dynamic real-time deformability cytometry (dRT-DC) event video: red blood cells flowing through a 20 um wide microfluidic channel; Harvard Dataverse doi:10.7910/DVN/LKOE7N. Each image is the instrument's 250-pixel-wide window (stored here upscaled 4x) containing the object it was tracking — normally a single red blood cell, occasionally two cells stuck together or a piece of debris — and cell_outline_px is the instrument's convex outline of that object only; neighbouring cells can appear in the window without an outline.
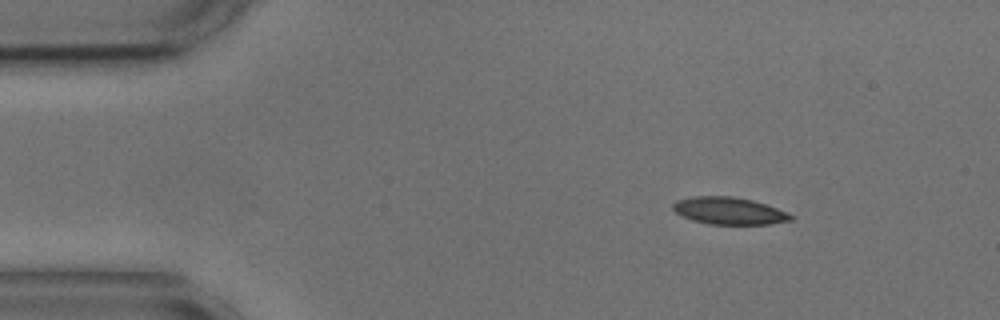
{"species": "common noctule bat (a hibernating species)", "species_latin": "Nyctalus noctula", "temperature_condition": "cold", "stored_images_in_passage": 48, "camera_frame_rate_fps": 3000, "um_per_image_px": 0.085, "animal": {"sex": "male", "body_mass_g": 17.9, "forearm_length_mm": 54.2}, "frame": {"image": 1, "passage_image": 1, "time_ms": 0.0, "image_size_px": [1000, 320], "cell_outline_px": [[792, 220], [768, 224], [708, 224], [692, 220], [676, 212], [672, 208], [672, 204], [676, 200], [692, 196], [732, 196], [752, 200], [776, 208], [792, 216]], "centroid_in_image_um": [61.91, 17.91], "position_along_channel_um": 23.1, "area_um2": 18.44}}
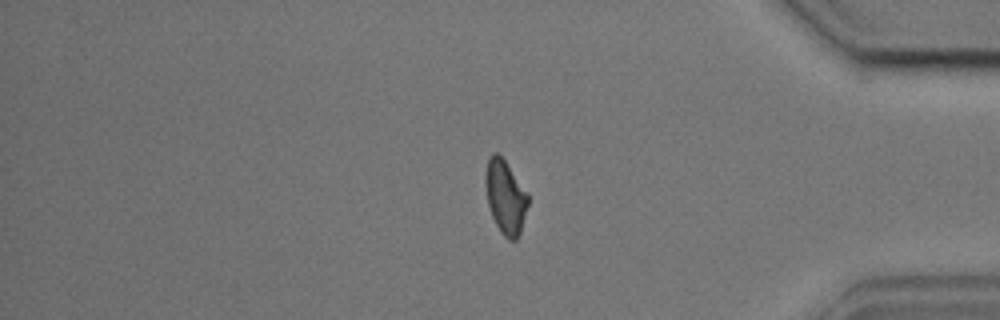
{"frame": {"image": 2, "passage_image": 39, "time_ms": 12.667, "image_size_px": [1000, 320], "cell_outline_px": [[528, 204], [520, 232], [516, 240], [508, 240], [500, 232], [492, 216], [488, 204], [484, 180], [484, 172], [488, 156], [492, 152], [496, 152], [504, 160], [528, 192]], "centroid_in_image_um": [42.93, 16.71], "position_along_channel_um": 392.3, "area_um2": 18.38}}
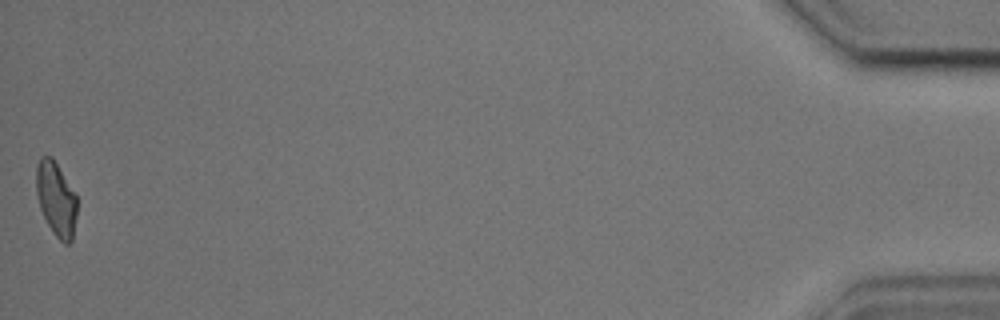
{"frame": {"image": 3, "passage_image": 48, "time_ms": 15.667, "image_size_px": [1000, 320], "cell_outline_px": [[76, 216], [72, 240], [68, 244], [64, 244], [52, 232], [40, 208], [36, 192], [36, 164], [40, 156], [52, 156], [76, 192]], "centroid_in_image_um": [4.77, 16.87], "position_along_channel_um": 430.4, "area_um2": 17.8}, "authors_computed_cell_mechanics": {"area_um2": 18.6405, "velocity_mm_per_s": 3.6462, "shape_relaxation_time_tau1_ms": 3.3062, "shape_relaxation_time_tau2_ms": 1.9158, "deformation_change_tau1": 0.1215, "deformation_change_tau2": 0.0855}}